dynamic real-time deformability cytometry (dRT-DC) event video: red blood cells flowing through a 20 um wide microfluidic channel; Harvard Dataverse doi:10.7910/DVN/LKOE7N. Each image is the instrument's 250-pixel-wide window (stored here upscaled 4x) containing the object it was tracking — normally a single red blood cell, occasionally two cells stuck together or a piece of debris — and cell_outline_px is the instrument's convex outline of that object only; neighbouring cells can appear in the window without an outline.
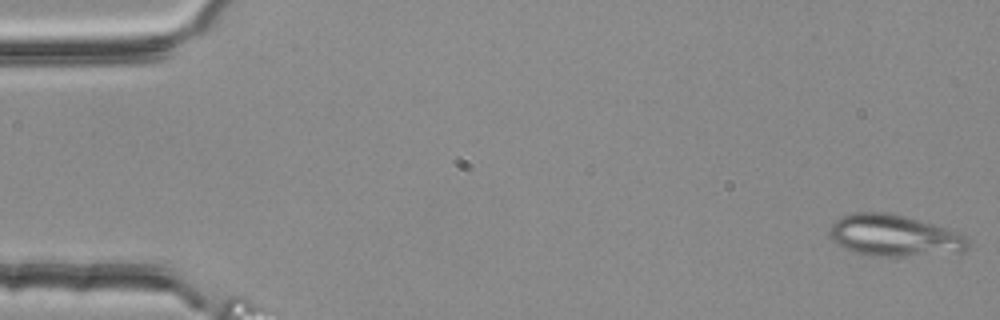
{"species": "common noctule bat (a hibernating species)", "species_latin": "Nyctalus noctula", "temperature_condition": "room temperature", "stored_images_in_passage": 3, "camera_frame_rate_fps": 3000, "um_per_image_px": 0.085, "animal": {"sex": "female", "body_mass_g": 25.1}, "frame": {"image": 1, "passage_image": 1, "time_ms": 0.0, "image_size_px": [1000, 320], "cell_outline_px": [[968, 248], [964, 252], [904, 256], [868, 256], [844, 248], [836, 244], [828, 236], [828, 232], [832, 224], [836, 220], [852, 212], [888, 212], [904, 216], [944, 228], [968, 236]], "centroid_in_image_um": [75.98, 20.03], "position_along_channel_um": 9.0, "area_um2": 33.47}}